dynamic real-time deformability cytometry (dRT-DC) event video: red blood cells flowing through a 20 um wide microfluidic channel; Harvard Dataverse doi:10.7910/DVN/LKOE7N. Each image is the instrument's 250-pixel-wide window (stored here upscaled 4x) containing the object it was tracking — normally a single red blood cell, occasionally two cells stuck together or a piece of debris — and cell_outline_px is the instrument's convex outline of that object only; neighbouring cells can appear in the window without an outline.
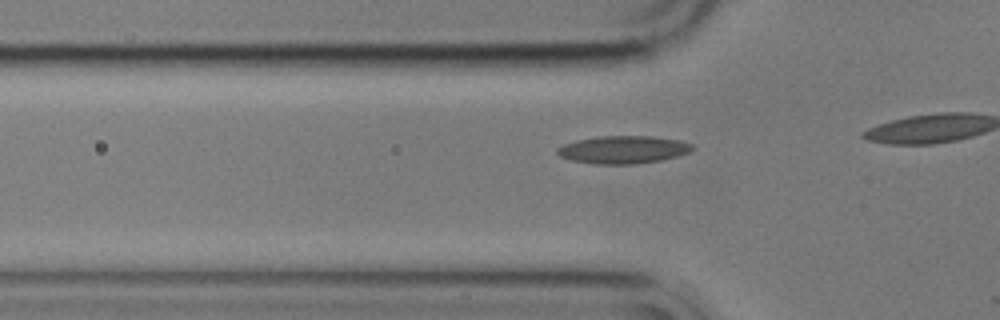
{"species": "common noctule bat (a hibernating species)", "species_latin": "Nyctalus noctula", "temperature_condition": "cold", "stored_images_in_passage": 14, "camera_frame_rate_fps": 3000, "um_per_image_px": 0.085, "animal": {"sex": "male", "body_mass_g": 17.9}, "frame": {"image": 1, "passage_image": 11, "time_ms": 3.333, "image_size_px": [1000, 320], "cell_outline_px": [[696, 148], [688, 152], [676, 156], [660, 160], [632, 164], [596, 164], [572, 160], [560, 156], [556, 152], [556, 148], [564, 144], [576, 140], [600, 136], [652, 136], [680, 140], [692, 144]], "centroid_in_image_um": [52.97, 12.71], "position_along_channel_um": 72.8, "area_um2": 21.73}}